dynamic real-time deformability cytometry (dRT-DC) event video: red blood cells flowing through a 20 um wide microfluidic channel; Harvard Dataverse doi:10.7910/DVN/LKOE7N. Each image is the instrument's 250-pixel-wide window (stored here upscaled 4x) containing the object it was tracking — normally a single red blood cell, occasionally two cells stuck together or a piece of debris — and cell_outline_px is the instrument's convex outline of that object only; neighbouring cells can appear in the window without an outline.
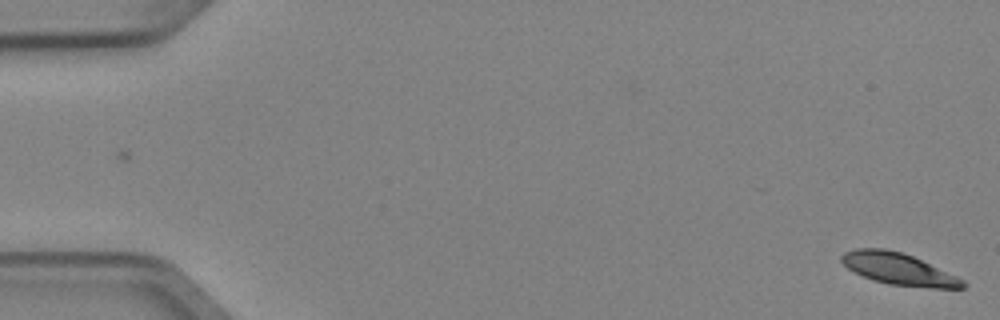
{"species": "Egyptian fruit bat (a non-hibernating species)", "species_latin": "Rousettus aegyptiacus", "temperature_condition": "cold", "stored_images_in_passage": 2, "camera_frame_rate_fps": 3000, "um_per_image_px": 0.085, "animal": {"sex": "female"}, "frame": {"image": 1, "passage_image": 2, "time_ms": 0.333, "image_size_px": [1000, 320], "cell_outline_px": [[968, 284], [964, 288], [932, 288], [888, 284], [872, 280], [848, 268], [840, 260], [840, 256], [844, 252], [856, 248], [884, 248], [900, 252], [912, 256], [956, 276], [964, 280]], "centroid_in_image_um": [76.37, 22.87], "position_along_channel_um": 8.6, "area_um2": 22.25}}